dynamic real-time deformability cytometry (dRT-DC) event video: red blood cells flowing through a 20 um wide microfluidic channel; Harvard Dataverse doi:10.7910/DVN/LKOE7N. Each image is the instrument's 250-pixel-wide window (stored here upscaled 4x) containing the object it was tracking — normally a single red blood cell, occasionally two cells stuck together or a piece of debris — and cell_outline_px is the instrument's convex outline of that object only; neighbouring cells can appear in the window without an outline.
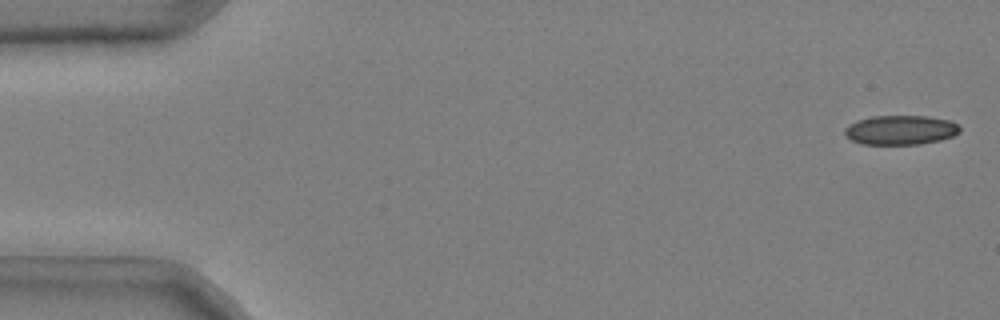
{"species": "common noctule bat (a hibernating species)", "species_latin": "Nyctalus noctula", "temperature_condition": "cold", "stored_images_in_passage": 48, "camera_frame_rate_fps": 3000, "um_per_image_px": 0.085, "animal": {"sex": "male", "body_mass_g": 20.4}, "frame": {"image": 1, "passage_image": 1, "time_ms": 0.0, "image_size_px": [1000, 320], "cell_outline_px": [[960, 132], [952, 136], [940, 140], [920, 144], [864, 144], [852, 140], [844, 136], [844, 128], [848, 124], [856, 120], [872, 116], [928, 116], [948, 120], [956, 124], [960, 128]], "centroid_in_image_um": [76.5, 11.05], "position_along_channel_um": 8.5, "area_um2": 19.77}}
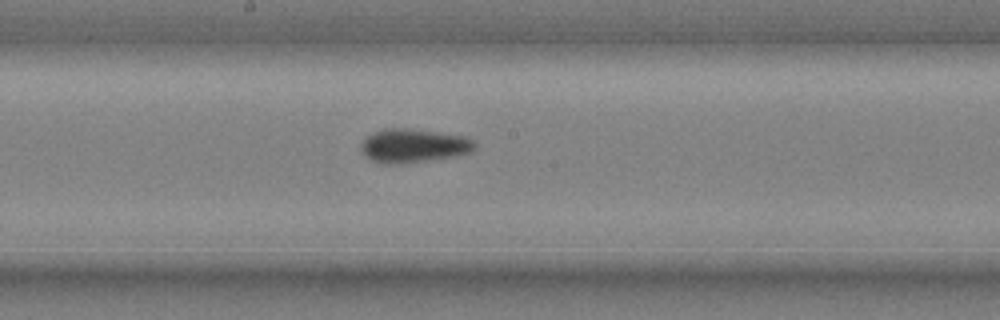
{"frame": {"image": 2, "passage_image": 28, "time_ms": 9.0, "image_size_px": [1000, 320], "cell_outline_px": [[476, 148], [472, 152], [452, 156], [428, 160], [400, 164], [384, 164], [368, 160], [364, 156], [360, 148], [360, 144], [372, 132], [384, 128], [408, 128], [440, 132], [464, 136], [472, 140], [476, 144]], "centroid_in_image_um": [35.1, 12.38], "position_along_channel_um": 213.1, "area_um2": 22.6}}
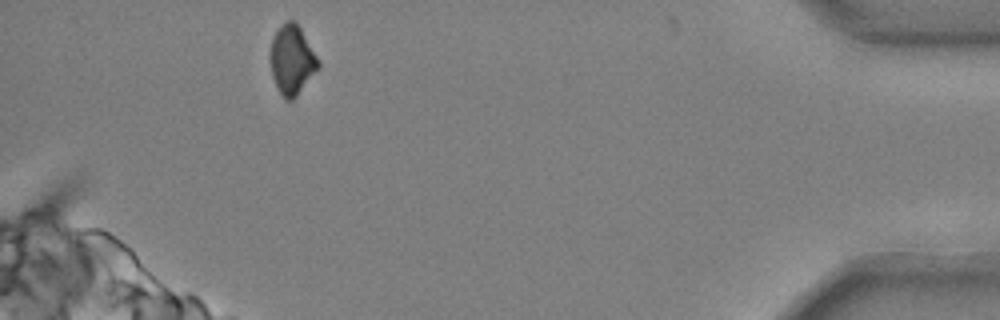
{"frame": {"image": 3, "passage_image": 48, "time_ms": 15.667, "image_size_px": [1000, 320], "cell_outline_px": [[320, 68], [296, 96], [292, 100], [284, 100], [272, 76], [268, 60], [268, 52], [272, 40], [276, 32], [288, 20], [296, 20], [320, 60]], "centroid_in_image_um": [24.82, 5.09], "position_along_channel_um": 410.4, "area_um2": 19.71}, "authors_computed_cell_mechanics": {"area_um2": 20.9236, "velocity_mm_per_s": 3.7274, "shape_relaxation_time_tau1_ms": 4.4048, "shape_relaxation_time_tau2_ms": 9.1299, "deformation_change_tau1": 0.1119, "deformation_change_tau2": 0.1082}}